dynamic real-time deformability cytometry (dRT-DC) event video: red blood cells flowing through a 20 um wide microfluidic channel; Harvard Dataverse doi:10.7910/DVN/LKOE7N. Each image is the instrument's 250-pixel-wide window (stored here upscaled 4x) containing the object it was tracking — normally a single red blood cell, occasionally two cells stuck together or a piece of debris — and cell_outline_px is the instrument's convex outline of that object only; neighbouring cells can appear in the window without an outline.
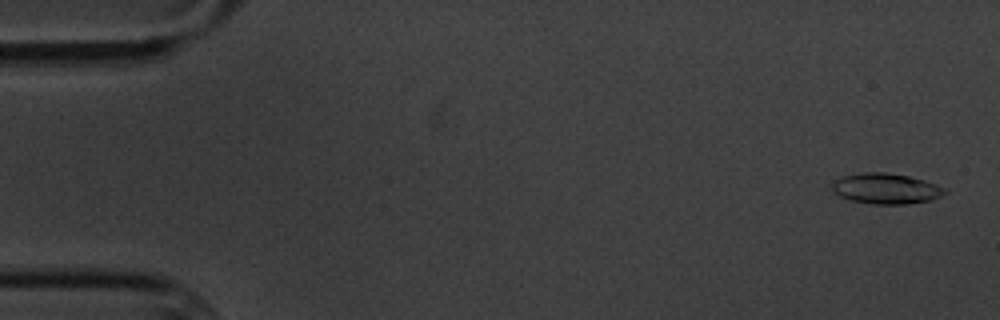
{"species": "common noctule bat (a hibernating species)", "species_latin": "Nyctalus noctula", "temperature_condition": "cold", "stored_images_in_passage": 6, "camera_frame_rate_fps": 3000, "um_per_image_px": 0.085, "animal": {"sex": "male", "body_mass_g": 20.1, "forearm_length_mm": 53.5}, "frame": {"image": 1, "passage_image": 1, "time_ms": 0.0, "image_size_px": [1000, 320], "cell_outline_px": [[948, 192], [932, 200], [908, 204], [872, 204], [852, 200], [840, 196], [832, 188], [832, 184], [836, 180], [844, 176], [864, 172], [884, 172], [908, 176], [924, 180], [936, 184], [944, 188]], "centroid_in_image_um": [75.35, 16.03], "position_along_channel_um": 9.7, "area_um2": 19.88}}